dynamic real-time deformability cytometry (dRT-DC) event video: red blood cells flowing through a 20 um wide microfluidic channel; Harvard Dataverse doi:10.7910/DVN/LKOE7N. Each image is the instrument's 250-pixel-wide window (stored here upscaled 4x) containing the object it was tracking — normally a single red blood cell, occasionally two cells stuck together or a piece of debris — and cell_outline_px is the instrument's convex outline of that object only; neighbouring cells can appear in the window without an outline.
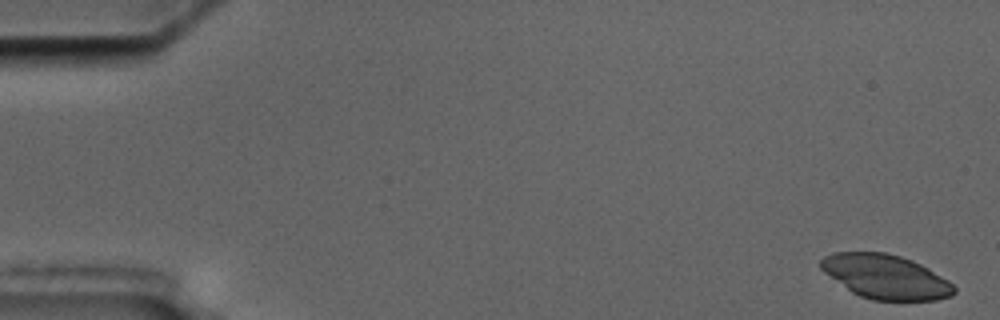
{"species": "common noctule bat (a hibernating species)", "species_latin": "Nyctalus noctula", "temperature_condition": "cold", "stored_images_in_passage": 4, "camera_frame_rate_fps": 3000, "um_per_image_px": 0.085, "animal": {"sex": "male", "body_mass_g": 17.5, "forearm_length_mm": 52.3}, "frame": {"image": 1, "passage_image": 1, "time_ms": 0.0, "image_size_px": [1000, 320], "cell_outline_px": [[956, 292], [952, 296], [936, 300], [872, 300], [860, 296], [852, 292], [824, 272], [820, 268], [820, 260], [824, 256], [832, 252], [884, 252], [900, 256], [912, 260], [928, 268], [948, 280], [956, 288]], "centroid_in_image_um": [75.28, 23.52], "position_along_channel_um": 9.7, "area_um2": 34.28}}